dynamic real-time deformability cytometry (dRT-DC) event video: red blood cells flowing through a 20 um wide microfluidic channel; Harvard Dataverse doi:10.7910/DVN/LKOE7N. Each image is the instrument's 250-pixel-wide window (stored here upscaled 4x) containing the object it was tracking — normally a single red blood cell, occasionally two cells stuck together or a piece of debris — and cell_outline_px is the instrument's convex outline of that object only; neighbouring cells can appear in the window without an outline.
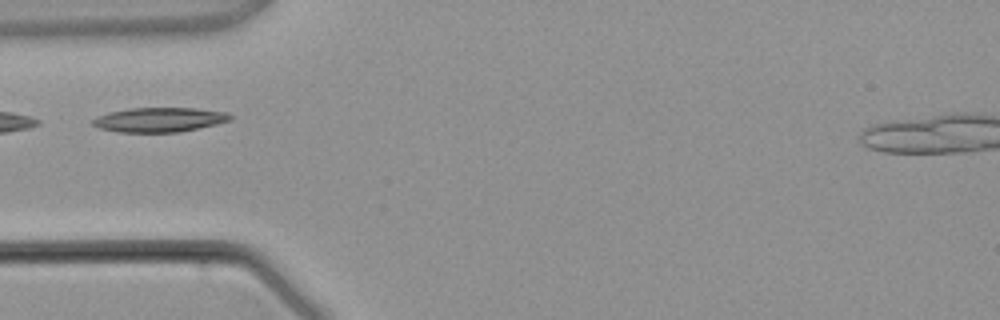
{"species": "common noctule bat (a hibernating species)", "species_latin": "Nyctalus noctula", "temperature_condition": "warm", "stored_images_in_passage": 3, "camera_frame_rate_fps": 3000, "um_per_image_px": 0.085, "animal": {"sex": "male", "body_mass_g": 21.5, "forearm_length_mm": 52.0}, "frame": {"image": 1, "passage_image": 3, "time_ms": 3.333, "image_size_px": [1000, 320], "cell_outline_px": [[232, 120], [216, 124], [180, 132], [116, 132], [96, 128], [92, 124], [92, 120], [96, 116], [108, 112], [128, 108], [196, 108], [228, 112], [232, 116]], "centroid_in_image_um": [13.52, 10.17], "position_along_channel_um": 71.5, "area_um2": 19.88}}